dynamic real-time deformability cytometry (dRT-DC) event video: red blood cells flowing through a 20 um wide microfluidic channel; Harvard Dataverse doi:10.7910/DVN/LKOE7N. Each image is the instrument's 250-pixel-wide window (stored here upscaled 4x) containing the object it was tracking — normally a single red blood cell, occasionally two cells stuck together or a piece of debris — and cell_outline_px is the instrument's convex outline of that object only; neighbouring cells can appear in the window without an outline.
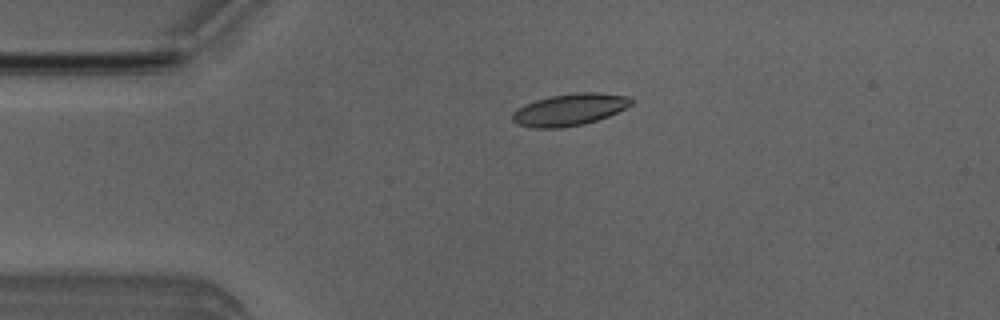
{"species": "Egyptian fruit bat (a non-hibernating species)", "species_latin": "Rousettus aegyptiacus", "temperature_condition": "room temperature", "stored_images_in_passage": 49, "camera_frame_rate_fps": 3000, "um_per_image_px": 0.085, "animal": {"sex": "male"}, "frame": {"image": 1, "passage_image": 9, "time_ms": 2.667, "image_size_px": [1000, 320], "cell_outline_px": [[632, 104], [608, 116], [584, 124], [560, 128], [532, 128], [516, 124], [512, 120], [512, 112], [524, 104], [536, 100], [552, 96], [576, 92], [596, 92], [628, 96], [632, 100]], "centroid_in_image_um": [48.37, 9.32], "position_along_channel_um": 36.6, "area_um2": 22.02}}
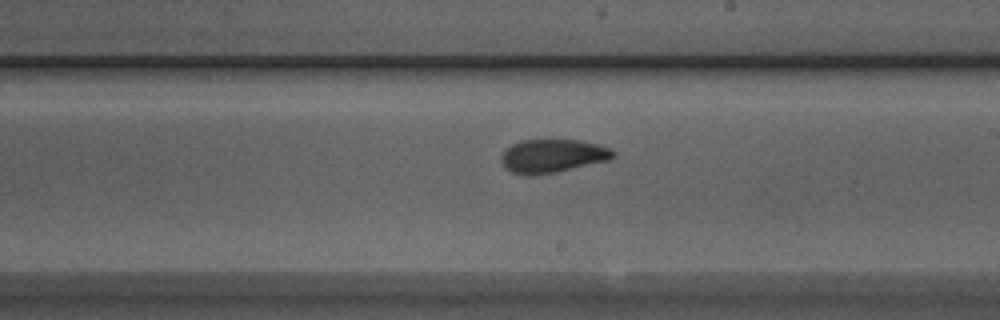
{"frame": {"image": 2, "passage_image": 27, "time_ms": 8.667, "image_size_px": [1000, 320], "cell_outline_px": [[616, 156], [608, 160], [556, 172], [536, 176], [524, 176], [512, 172], [504, 168], [500, 160], [500, 156], [512, 144], [520, 140], [552, 136], [580, 140], [612, 148], [616, 152]], "centroid_in_image_um": [46.94, 13.21], "position_along_channel_um": 242.1, "area_um2": 22.89}}
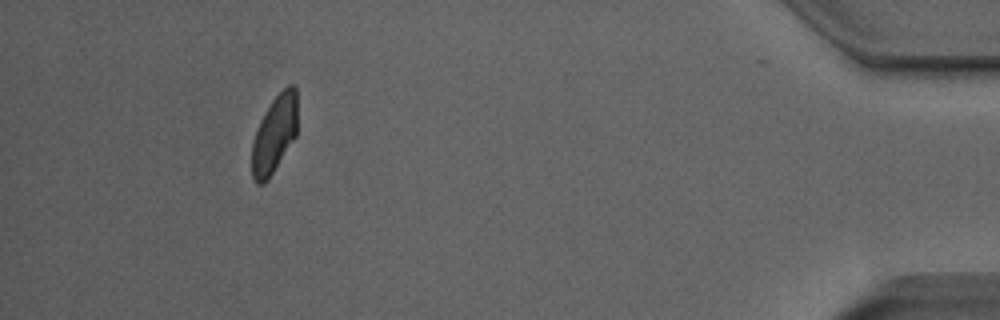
{"frame": {"image": 3, "passage_image": 45, "time_ms": 14.667, "image_size_px": [1000, 320], "cell_outline_px": [[296, 136], [268, 180], [264, 184], [256, 184], [252, 176], [252, 144], [260, 120], [264, 112], [272, 100], [288, 84], [292, 84], [296, 88]], "centroid_in_image_um": [23.31, 11.43], "position_along_channel_um": 411.9, "area_um2": 20.4}, "authors_computed_cell_mechanics": {"area_um2": 21.5016, "velocity_mm_per_s": 3.954, "shape_relaxation_time_tau1_ms": 3.5229, "shape_relaxation_time_tau2_ms": 1.7039, "deformation_change_tau1": 0.1269, "deformation_change_tau2": 0.0552}}